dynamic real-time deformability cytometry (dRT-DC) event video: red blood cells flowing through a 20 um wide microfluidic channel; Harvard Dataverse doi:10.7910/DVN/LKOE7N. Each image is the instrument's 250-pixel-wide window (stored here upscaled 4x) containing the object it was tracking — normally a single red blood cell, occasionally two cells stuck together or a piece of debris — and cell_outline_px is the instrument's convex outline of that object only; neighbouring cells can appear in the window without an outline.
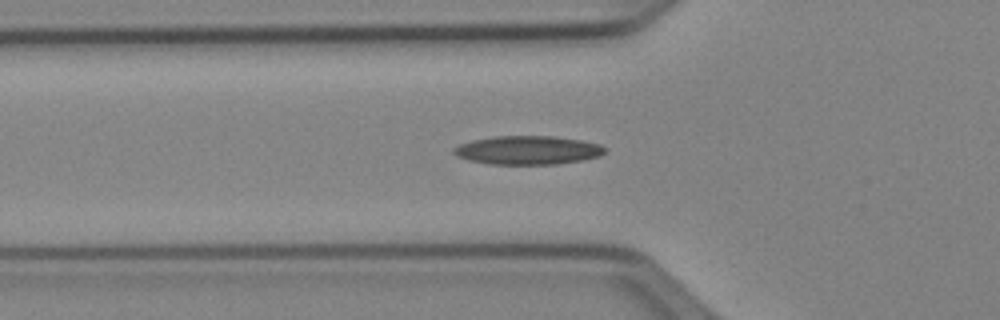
{"species": "Egyptian fruit bat (a non-hibernating species)", "species_latin": "Rousettus aegyptiacus", "temperature_condition": "cold", "stored_images_in_passage": 39, "camera_frame_rate_fps": 3000, "um_per_image_px": 0.085, "animal": {"sex": "female"}, "frame": {"image": 1, "passage_image": 8, "time_ms": 2.333, "image_size_px": [1000, 320], "cell_outline_px": [[604, 152], [600, 156], [580, 160], [556, 164], [488, 164], [468, 160], [456, 156], [452, 152], [452, 148], [460, 144], [472, 140], [492, 136], [556, 136], [580, 140], [600, 144], [604, 148]], "centroid_in_image_um": [44.8, 12.76], "position_along_channel_um": 81.0, "area_um2": 25.26}}
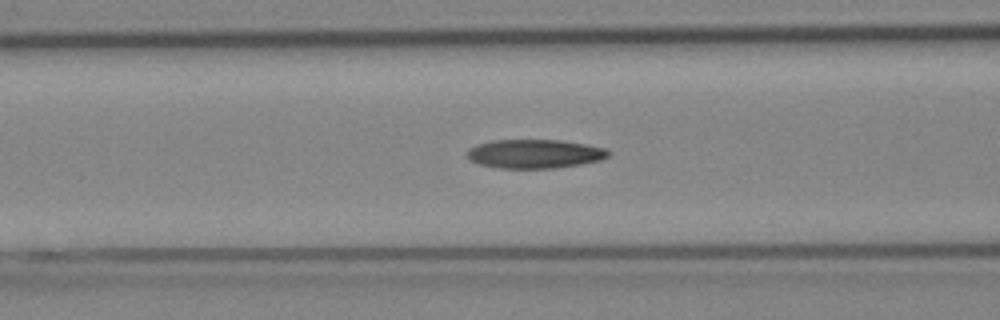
{"frame": {"image": 2, "passage_image": 11, "time_ms": 3.333, "image_size_px": [1000, 320], "cell_outline_px": [[612, 152], [608, 156], [600, 160], [580, 164], [552, 168], [500, 168], [480, 164], [464, 156], [468, 148], [476, 144], [492, 140], [560, 140], [584, 144], [604, 148]], "centroid_in_image_um": [45.4, 13.07], "position_along_channel_um": 121.2, "area_um2": 23.76}}
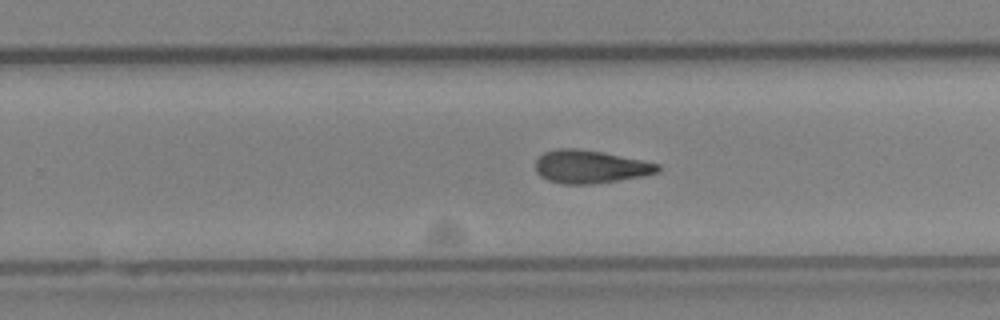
{"frame": {"image": 3, "passage_image": 23, "time_ms": 7.333, "image_size_px": [1000, 320], "cell_outline_px": [[660, 172], [644, 176], [588, 184], [564, 184], [548, 180], [540, 176], [536, 172], [536, 160], [544, 152], [556, 148], [576, 148], [600, 152], [660, 164]], "centroid_in_image_um": [50.15, 14.17], "position_along_channel_um": 279.7, "area_um2": 23.29}, "authors_computed_cell_mechanics": {"area_um2": 23.2934, "velocity_mm_per_s": 3.9762, "shape_relaxation_time_tau1_ms": null, "shape_relaxation_time_tau2_ms": 10.2901, "deformation_change_tau1": null, "deformation_change_tau2": 0.2531}}